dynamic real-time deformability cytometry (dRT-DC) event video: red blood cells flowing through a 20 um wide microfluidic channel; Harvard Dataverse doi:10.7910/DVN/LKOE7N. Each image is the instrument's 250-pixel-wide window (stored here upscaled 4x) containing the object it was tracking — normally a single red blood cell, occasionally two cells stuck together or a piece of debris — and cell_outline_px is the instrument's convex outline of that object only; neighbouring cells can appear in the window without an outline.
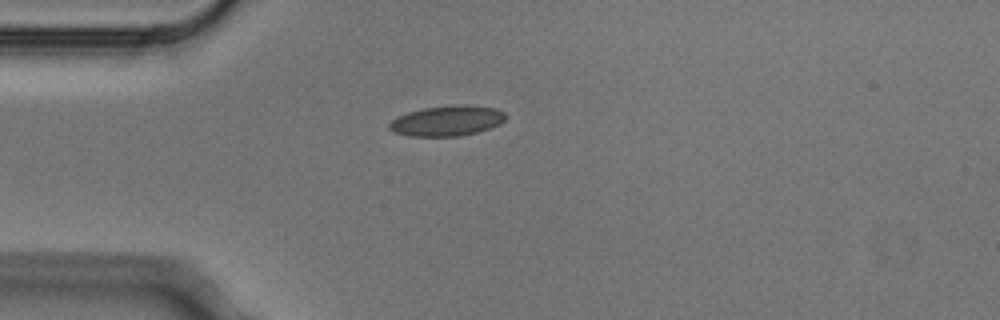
{"species": "Egyptian fruit bat (a non-hibernating species)", "species_latin": "Rousettus aegyptiacus", "temperature_condition": "cold", "stored_images_in_passage": 3, "camera_frame_rate_fps": 3000, "um_per_image_px": 0.085, "animal": {"sex": "male"}, "frame": {"image": 1, "passage_image": 2, "time_ms": 0.333, "image_size_px": [1000, 320], "cell_outline_px": [[504, 120], [500, 124], [476, 132], [460, 136], [408, 136], [396, 132], [388, 128], [388, 124], [396, 116], [408, 112], [424, 108], [456, 104], [468, 104], [496, 108], [504, 112]], "centroid_in_image_um": [37.98, 10.25], "position_along_channel_um": 47.0, "area_um2": 20.58}}